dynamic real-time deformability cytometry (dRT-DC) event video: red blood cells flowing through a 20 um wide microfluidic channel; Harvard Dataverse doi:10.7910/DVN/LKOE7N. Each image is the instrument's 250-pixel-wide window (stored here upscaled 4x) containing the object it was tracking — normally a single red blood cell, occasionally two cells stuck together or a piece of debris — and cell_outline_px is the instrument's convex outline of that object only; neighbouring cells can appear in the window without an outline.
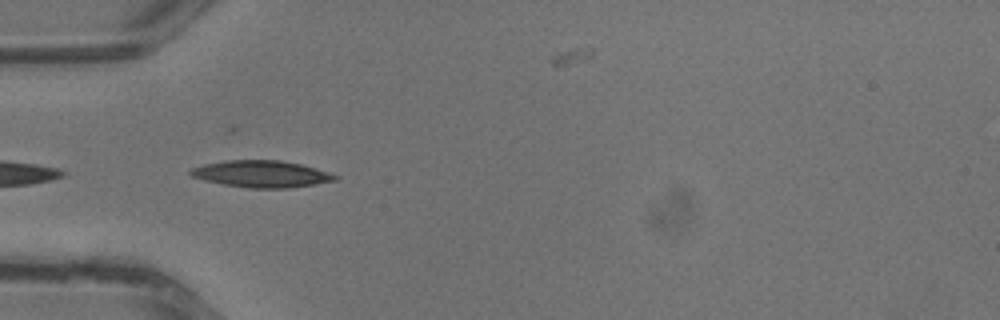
{"species": "common noctule bat (a hibernating species)", "species_latin": "Nyctalus noctula", "temperature_condition": "warm", "stored_images_in_passage": 9, "camera_frame_rate_fps": 3000, "um_per_image_px": 0.085, "animal": {"sex": "male", "body_mass_g": 13.3}, "frame": {"image": 1, "passage_image": 6, "time_ms": 1.667, "image_size_px": [1000, 320], "cell_outline_px": [[340, 176], [336, 180], [316, 184], [288, 188], [252, 188], [224, 184], [204, 180], [192, 176], [188, 172], [192, 168], [204, 164], [228, 160], [280, 160], [300, 164], [328, 172]], "centroid_in_image_um": [22.24, 14.78], "position_along_channel_um": 62.8, "area_um2": 22.37}}